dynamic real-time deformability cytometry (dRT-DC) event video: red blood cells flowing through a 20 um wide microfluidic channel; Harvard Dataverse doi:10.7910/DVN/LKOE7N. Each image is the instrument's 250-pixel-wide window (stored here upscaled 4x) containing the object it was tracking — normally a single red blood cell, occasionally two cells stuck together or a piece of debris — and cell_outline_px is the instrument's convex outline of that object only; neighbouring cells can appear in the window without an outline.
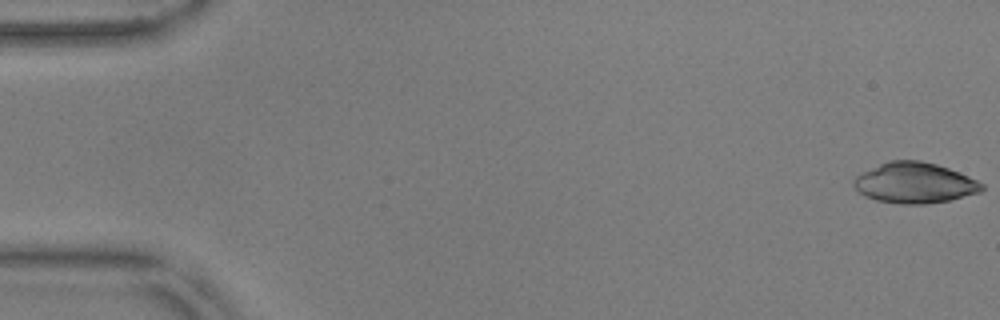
{"species": "common noctule bat (a hibernating species)", "species_latin": "Nyctalus noctula", "temperature_condition": "warm", "stored_images_in_passage": 56, "camera_frame_rate_fps": 3000, "um_per_image_px": 0.085, "animal": {"sex": "male", "body_mass_g": 17.9, "forearm_length_mm": 54.2}, "frame": {"image": 1, "passage_image": 1, "time_ms": 0.0, "image_size_px": [1000, 320], "cell_outline_px": [[984, 188], [980, 192], [948, 200], [924, 204], [900, 204], [876, 200], [864, 196], [852, 184], [852, 180], [860, 172], [888, 160], [920, 160], [936, 164], [948, 168], [968, 176], [984, 184]], "centroid_in_image_um": [77.7, 15.54], "position_along_channel_um": 7.3, "area_um2": 30.35}}
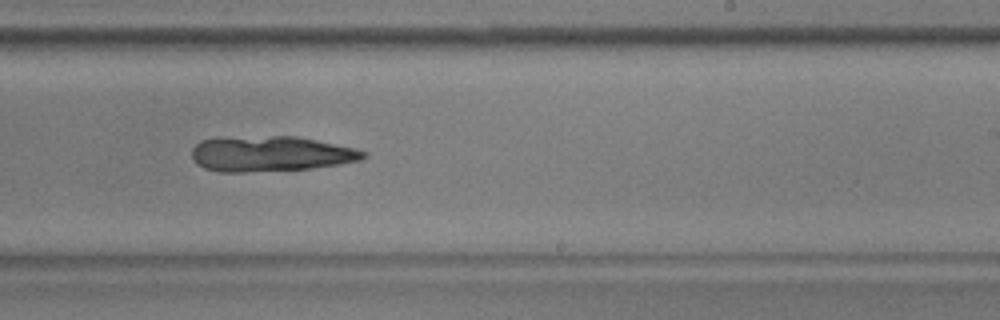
{"frame": {"image": 2, "passage_image": 34, "time_ms": 11.0, "image_size_px": [1000, 320], "cell_outline_px": [[368, 156], [360, 160], [340, 164], [312, 168], [244, 172], [216, 172], [204, 168], [196, 164], [192, 160], [192, 148], [200, 140], [272, 136], [296, 136], [356, 148], [368, 152]], "centroid_in_image_um": [23.03, 13.09], "position_along_channel_um": 266.0, "area_um2": 35.2}}
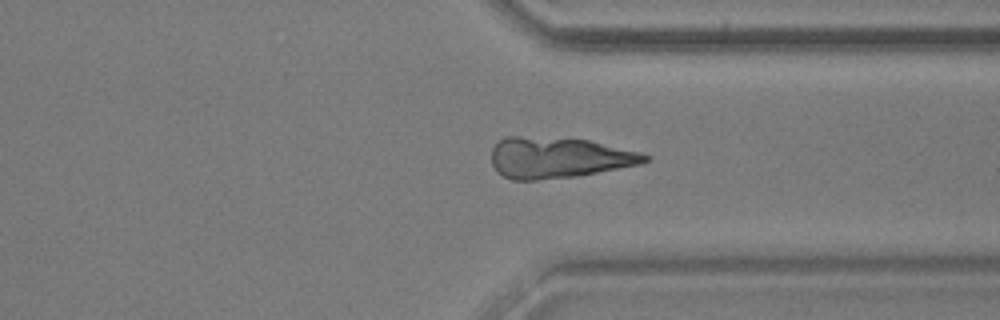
{"frame": {"image": 3, "passage_image": 42, "time_ms": 13.667, "image_size_px": [1000, 320], "cell_outline_px": [[652, 156], [648, 160], [640, 164], [576, 176], [536, 180], [512, 180], [496, 172], [492, 164], [492, 148], [504, 136], [520, 136], [588, 140], [640, 152]], "centroid_in_image_um": [47.44, 13.4], "position_along_channel_um": 364.0, "area_um2": 36.36}}